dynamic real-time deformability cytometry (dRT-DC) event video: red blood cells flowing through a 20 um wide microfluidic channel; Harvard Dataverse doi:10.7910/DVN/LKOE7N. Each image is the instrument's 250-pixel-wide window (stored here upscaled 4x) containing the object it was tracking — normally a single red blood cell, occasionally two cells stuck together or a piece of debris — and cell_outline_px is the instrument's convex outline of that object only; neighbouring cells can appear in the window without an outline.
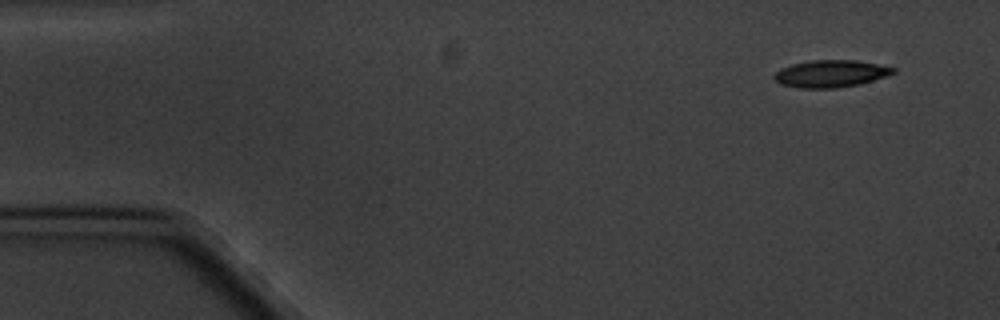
{"species": "common noctule bat (a hibernating species)", "species_latin": "Nyctalus noctula", "temperature_condition": "cold", "stored_images_in_passage": 6, "camera_frame_rate_fps": 3000, "um_per_image_px": 0.085, "animal": {"sex": "male", "body_mass_g": 20.1, "forearm_length_mm": 53.5}, "frame": {"image": 1, "passage_image": 1, "time_ms": 0.0, "image_size_px": [1000, 320], "cell_outline_px": [[896, 72], [888, 76], [860, 84], [836, 88], [800, 88], [780, 84], [772, 76], [780, 68], [792, 64], [812, 60], [856, 60], [896, 68]], "centroid_in_image_um": [70.61, 6.26], "position_along_channel_um": 14.4, "area_um2": 18.9}}